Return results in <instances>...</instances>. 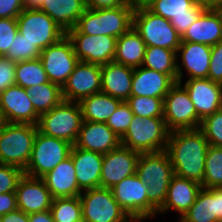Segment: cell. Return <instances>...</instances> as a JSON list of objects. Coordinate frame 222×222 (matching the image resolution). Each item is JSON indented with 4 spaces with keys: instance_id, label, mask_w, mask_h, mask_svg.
I'll use <instances>...</instances> for the list:
<instances>
[{
    "instance_id": "obj_14",
    "label": "cell",
    "mask_w": 222,
    "mask_h": 222,
    "mask_svg": "<svg viewBox=\"0 0 222 222\" xmlns=\"http://www.w3.org/2000/svg\"><path fill=\"white\" fill-rule=\"evenodd\" d=\"M114 199L133 222L148 221V187L135 173L111 188Z\"/></svg>"
},
{
    "instance_id": "obj_44",
    "label": "cell",
    "mask_w": 222,
    "mask_h": 222,
    "mask_svg": "<svg viewBox=\"0 0 222 222\" xmlns=\"http://www.w3.org/2000/svg\"><path fill=\"white\" fill-rule=\"evenodd\" d=\"M208 79L222 84V41L211 46V60Z\"/></svg>"
},
{
    "instance_id": "obj_37",
    "label": "cell",
    "mask_w": 222,
    "mask_h": 222,
    "mask_svg": "<svg viewBox=\"0 0 222 222\" xmlns=\"http://www.w3.org/2000/svg\"><path fill=\"white\" fill-rule=\"evenodd\" d=\"M203 188H222V147L209 145L205 160Z\"/></svg>"
},
{
    "instance_id": "obj_6",
    "label": "cell",
    "mask_w": 222,
    "mask_h": 222,
    "mask_svg": "<svg viewBox=\"0 0 222 222\" xmlns=\"http://www.w3.org/2000/svg\"><path fill=\"white\" fill-rule=\"evenodd\" d=\"M79 102L62 100L56 107L39 116L38 131L75 144L82 124Z\"/></svg>"
},
{
    "instance_id": "obj_9",
    "label": "cell",
    "mask_w": 222,
    "mask_h": 222,
    "mask_svg": "<svg viewBox=\"0 0 222 222\" xmlns=\"http://www.w3.org/2000/svg\"><path fill=\"white\" fill-rule=\"evenodd\" d=\"M18 33L40 51L60 41L66 31L40 9H24L16 18Z\"/></svg>"
},
{
    "instance_id": "obj_54",
    "label": "cell",
    "mask_w": 222,
    "mask_h": 222,
    "mask_svg": "<svg viewBox=\"0 0 222 222\" xmlns=\"http://www.w3.org/2000/svg\"><path fill=\"white\" fill-rule=\"evenodd\" d=\"M153 0H138V7H146Z\"/></svg>"
},
{
    "instance_id": "obj_22",
    "label": "cell",
    "mask_w": 222,
    "mask_h": 222,
    "mask_svg": "<svg viewBox=\"0 0 222 222\" xmlns=\"http://www.w3.org/2000/svg\"><path fill=\"white\" fill-rule=\"evenodd\" d=\"M121 139L107 126L106 123L82 121L75 147L106 154L119 147Z\"/></svg>"
},
{
    "instance_id": "obj_53",
    "label": "cell",
    "mask_w": 222,
    "mask_h": 222,
    "mask_svg": "<svg viewBox=\"0 0 222 222\" xmlns=\"http://www.w3.org/2000/svg\"><path fill=\"white\" fill-rule=\"evenodd\" d=\"M192 2L206 9H216L217 6V0H192Z\"/></svg>"
},
{
    "instance_id": "obj_32",
    "label": "cell",
    "mask_w": 222,
    "mask_h": 222,
    "mask_svg": "<svg viewBox=\"0 0 222 222\" xmlns=\"http://www.w3.org/2000/svg\"><path fill=\"white\" fill-rule=\"evenodd\" d=\"M177 222H219L216 219L215 188H202L194 204Z\"/></svg>"
},
{
    "instance_id": "obj_30",
    "label": "cell",
    "mask_w": 222,
    "mask_h": 222,
    "mask_svg": "<svg viewBox=\"0 0 222 222\" xmlns=\"http://www.w3.org/2000/svg\"><path fill=\"white\" fill-rule=\"evenodd\" d=\"M146 44L141 36L132 27L128 32L117 38L114 62L130 68L142 65Z\"/></svg>"
},
{
    "instance_id": "obj_2",
    "label": "cell",
    "mask_w": 222,
    "mask_h": 222,
    "mask_svg": "<svg viewBox=\"0 0 222 222\" xmlns=\"http://www.w3.org/2000/svg\"><path fill=\"white\" fill-rule=\"evenodd\" d=\"M136 174L148 187V219H155L158 210L163 206L174 175L168 153L166 151L140 153Z\"/></svg>"
},
{
    "instance_id": "obj_1",
    "label": "cell",
    "mask_w": 222,
    "mask_h": 222,
    "mask_svg": "<svg viewBox=\"0 0 222 222\" xmlns=\"http://www.w3.org/2000/svg\"><path fill=\"white\" fill-rule=\"evenodd\" d=\"M209 143L198 129L175 130L169 133L166 152L174 174L202 185Z\"/></svg>"
},
{
    "instance_id": "obj_16",
    "label": "cell",
    "mask_w": 222,
    "mask_h": 222,
    "mask_svg": "<svg viewBox=\"0 0 222 222\" xmlns=\"http://www.w3.org/2000/svg\"><path fill=\"white\" fill-rule=\"evenodd\" d=\"M176 54L177 82L182 83L184 81L183 77L185 71L187 80L208 78L211 60L210 45L193 42H181Z\"/></svg>"
},
{
    "instance_id": "obj_10",
    "label": "cell",
    "mask_w": 222,
    "mask_h": 222,
    "mask_svg": "<svg viewBox=\"0 0 222 222\" xmlns=\"http://www.w3.org/2000/svg\"><path fill=\"white\" fill-rule=\"evenodd\" d=\"M79 199L84 222H133L114 199L109 188L83 190Z\"/></svg>"
},
{
    "instance_id": "obj_23",
    "label": "cell",
    "mask_w": 222,
    "mask_h": 222,
    "mask_svg": "<svg viewBox=\"0 0 222 222\" xmlns=\"http://www.w3.org/2000/svg\"><path fill=\"white\" fill-rule=\"evenodd\" d=\"M201 189L202 185L200 183L174 174L167 190L166 199L157 215L174 211L178 213L180 219L194 204Z\"/></svg>"
},
{
    "instance_id": "obj_38",
    "label": "cell",
    "mask_w": 222,
    "mask_h": 222,
    "mask_svg": "<svg viewBox=\"0 0 222 222\" xmlns=\"http://www.w3.org/2000/svg\"><path fill=\"white\" fill-rule=\"evenodd\" d=\"M126 103L134 115L141 118H163L164 101L161 98L146 96H130Z\"/></svg>"
},
{
    "instance_id": "obj_40",
    "label": "cell",
    "mask_w": 222,
    "mask_h": 222,
    "mask_svg": "<svg viewBox=\"0 0 222 222\" xmlns=\"http://www.w3.org/2000/svg\"><path fill=\"white\" fill-rule=\"evenodd\" d=\"M199 129L206 137L209 145L222 147V108L205 117Z\"/></svg>"
},
{
    "instance_id": "obj_42",
    "label": "cell",
    "mask_w": 222,
    "mask_h": 222,
    "mask_svg": "<svg viewBox=\"0 0 222 222\" xmlns=\"http://www.w3.org/2000/svg\"><path fill=\"white\" fill-rule=\"evenodd\" d=\"M23 175L24 171L21 168L0 164V193L15 192Z\"/></svg>"
},
{
    "instance_id": "obj_36",
    "label": "cell",
    "mask_w": 222,
    "mask_h": 222,
    "mask_svg": "<svg viewBox=\"0 0 222 222\" xmlns=\"http://www.w3.org/2000/svg\"><path fill=\"white\" fill-rule=\"evenodd\" d=\"M50 211L55 222L82 220V205L79 196L53 198Z\"/></svg>"
},
{
    "instance_id": "obj_41",
    "label": "cell",
    "mask_w": 222,
    "mask_h": 222,
    "mask_svg": "<svg viewBox=\"0 0 222 222\" xmlns=\"http://www.w3.org/2000/svg\"><path fill=\"white\" fill-rule=\"evenodd\" d=\"M134 114L126 101H122L107 119V126L121 139L129 128Z\"/></svg>"
},
{
    "instance_id": "obj_29",
    "label": "cell",
    "mask_w": 222,
    "mask_h": 222,
    "mask_svg": "<svg viewBox=\"0 0 222 222\" xmlns=\"http://www.w3.org/2000/svg\"><path fill=\"white\" fill-rule=\"evenodd\" d=\"M85 9L84 0H46L40 8L66 32L75 27Z\"/></svg>"
},
{
    "instance_id": "obj_20",
    "label": "cell",
    "mask_w": 222,
    "mask_h": 222,
    "mask_svg": "<svg viewBox=\"0 0 222 222\" xmlns=\"http://www.w3.org/2000/svg\"><path fill=\"white\" fill-rule=\"evenodd\" d=\"M15 193L17 209L28 215L50 210L53 198L42 178L24 174L18 181Z\"/></svg>"
},
{
    "instance_id": "obj_52",
    "label": "cell",
    "mask_w": 222,
    "mask_h": 222,
    "mask_svg": "<svg viewBox=\"0 0 222 222\" xmlns=\"http://www.w3.org/2000/svg\"><path fill=\"white\" fill-rule=\"evenodd\" d=\"M46 0H23L24 9L37 10L40 9Z\"/></svg>"
},
{
    "instance_id": "obj_18",
    "label": "cell",
    "mask_w": 222,
    "mask_h": 222,
    "mask_svg": "<svg viewBox=\"0 0 222 222\" xmlns=\"http://www.w3.org/2000/svg\"><path fill=\"white\" fill-rule=\"evenodd\" d=\"M0 112L7 123L37 125L39 120L27 89L16 84L0 93Z\"/></svg>"
},
{
    "instance_id": "obj_34",
    "label": "cell",
    "mask_w": 222,
    "mask_h": 222,
    "mask_svg": "<svg viewBox=\"0 0 222 222\" xmlns=\"http://www.w3.org/2000/svg\"><path fill=\"white\" fill-rule=\"evenodd\" d=\"M27 91L39 116L50 111L63 100L62 88L52 82L32 86Z\"/></svg>"
},
{
    "instance_id": "obj_55",
    "label": "cell",
    "mask_w": 222,
    "mask_h": 222,
    "mask_svg": "<svg viewBox=\"0 0 222 222\" xmlns=\"http://www.w3.org/2000/svg\"><path fill=\"white\" fill-rule=\"evenodd\" d=\"M216 10L218 11V13L221 15L222 18V2L217 3Z\"/></svg>"
},
{
    "instance_id": "obj_51",
    "label": "cell",
    "mask_w": 222,
    "mask_h": 222,
    "mask_svg": "<svg viewBox=\"0 0 222 222\" xmlns=\"http://www.w3.org/2000/svg\"><path fill=\"white\" fill-rule=\"evenodd\" d=\"M216 219L222 221V188H215Z\"/></svg>"
},
{
    "instance_id": "obj_5",
    "label": "cell",
    "mask_w": 222,
    "mask_h": 222,
    "mask_svg": "<svg viewBox=\"0 0 222 222\" xmlns=\"http://www.w3.org/2000/svg\"><path fill=\"white\" fill-rule=\"evenodd\" d=\"M169 133L164 118L134 115L121 145L139 153L161 152L166 150Z\"/></svg>"
},
{
    "instance_id": "obj_26",
    "label": "cell",
    "mask_w": 222,
    "mask_h": 222,
    "mask_svg": "<svg viewBox=\"0 0 222 222\" xmlns=\"http://www.w3.org/2000/svg\"><path fill=\"white\" fill-rule=\"evenodd\" d=\"M134 69L114 61L101 66V92L121 101L131 96Z\"/></svg>"
},
{
    "instance_id": "obj_56",
    "label": "cell",
    "mask_w": 222,
    "mask_h": 222,
    "mask_svg": "<svg viewBox=\"0 0 222 222\" xmlns=\"http://www.w3.org/2000/svg\"><path fill=\"white\" fill-rule=\"evenodd\" d=\"M4 123H5V121L3 119L2 113L0 112V130L2 129Z\"/></svg>"
},
{
    "instance_id": "obj_21",
    "label": "cell",
    "mask_w": 222,
    "mask_h": 222,
    "mask_svg": "<svg viewBox=\"0 0 222 222\" xmlns=\"http://www.w3.org/2000/svg\"><path fill=\"white\" fill-rule=\"evenodd\" d=\"M183 86L201 120L222 108V84L201 78L186 80Z\"/></svg>"
},
{
    "instance_id": "obj_15",
    "label": "cell",
    "mask_w": 222,
    "mask_h": 222,
    "mask_svg": "<svg viewBox=\"0 0 222 222\" xmlns=\"http://www.w3.org/2000/svg\"><path fill=\"white\" fill-rule=\"evenodd\" d=\"M101 92V66L79 61L62 86L63 100L80 102Z\"/></svg>"
},
{
    "instance_id": "obj_11",
    "label": "cell",
    "mask_w": 222,
    "mask_h": 222,
    "mask_svg": "<svg viewBox=\"0 0 222 222\" xmlns=\"http://www.w3.org/2000/svg\"><path fill=\"white\" fill-rule=\"evenodd\" d=\"M182 84L176 82L163 99V118L170 132L198 129L202 121L197 115L188 91Z\"/></svg>"
},
{
    "instance_id": "obj_57",
    "label": "cell",
    "mask_w": 222,
    "mask_h": 222,
    "mask_svg": "<svg viewBox=\"0 0 222 222\" xmlns=\"http://www.w3.org/2000/svg\"><path fill=\"white\" fill-rule=\"evenodd\" d=\"M135 7H138V0H129Z\"/></svg>"
},
{
    "instance_id": "obj_8",
    "label": "cell",
    "mask_w": 222,
    "mask_h": 222,
    "mask_svg": "<svg viewBox=\"0 0 222 222\" xmlns=\"http://www.w3.org/2000/svg\"><path fill=\"white\" fill-rule=\"evenodd\" d=\"M72 144L66 140L44 135L37 130L32 154L24 174L42 178L70 155Z\"/></svg>"
},
{
    "instance_id": "obj_3",
    "label": "cell",
    "mask_w": 222,
    "mask_h": 222,
    "mask_svg": "<svg viewBox=\"0 0 222 222\" xmlns=\"http://www.w3.org/2000/svg\"><path fill=\"white\" fill-rule=\"evenodd\" d=\"M134 9L135 6L131 2L117 8H86L75 28L90 36L106 35L118 38L133 27Z\"/></svg>"
},
{
    "instance_id": "obj_28",
    "label": "cell",
    "mask_w": 222,
    "mask_h": 222,
    "mask_svg": "<svg viewBox=\"0 0 222 222\" xmlns=\"http://www.w3.org/2000/svg\"><path fill=\"white\" fill-rule=\"evenodd\" d=\"M222 41V18L216 9H206L181 37V42L213 46Z\"/></svg>"
},
{
    "instance_id": "obj_24",
    "label": "cell",
    "mask_w": 222,
    "mask_h": 222,
    "mask_svg": "<svg viewBox=\"0 0 222 222\" xmlns=\"http://www.w3.org/2000/svg\"><path fill=\"white\" fill-rule=\"evenodd\" d=\"M69 156L73 160L78 186L82 191L101 187L103 154L72 145Z\"/></svg>"
},
{
    "instance_id": "obj_50",
    "label": "cell",
    "mask_w": 222,
    "mask_h": 222,
    "mask_svg": "<svg viewBox=\"0 0 222 222\" xmlns=\"http://www.w3.org/2000/svg\"><path fill=\"white\" fill-rule=\"evenodd\" d=\"M29 222H55L50 210L28 215Z\"/></svg>"
},
{
    "instance_id": "obj_48",
    "label": "cell",
    "mask_w": 222,
    "mask_h": 222,
    "mask_svg": "<svg viewBox=\"0 0 222 222\" xmlns=\"http://www.w3.org/2000/svg\"><path fill=\"white\" fill-rule=\"evenodd\" d=\"M17 209L15 192L0 193V216Z\"/></svg>"
},
{
    "instance_id": "obj_45",
    "label": "cell",
    "mask_w": 222,
    "mask_h": 222,
    "mask_svg": "<svg viewBox=\"0 0 222 222\" xmlns=\"http://www.w3.org/2000/svg\"><path fill=\"white\" fill-rule=\"evenodd\" d=\"M16 63L0 56V93L15 84Z\"/></svg>"
},
{
    "instance_id": "obj_47",
    "label": "cell",
    "mask_w": 222,
    "mask_h": 222,
    "mask_svg": "<svg viewBox=\"0 0 222 222\" xmlns=\"http://www.w3.org/2000/svg\"><path fill=\"white\" fill-rule=\"evenodd\" d=\"M88 9H109L127 5L129 0H84Z\"/></svg>"
},
{
    "instance_id": "obj_39",
    "label": "cell",
    "mask_w": 222,
    "mask_h": 222,
    "mask_svg": "<svg viewBox=\"0 0 222 222\" xmlns=\"http://www.w3.org/2000/svg\"><path fill=\"white\" fill-rule=\"evenodd\" d=\"M40 53L41 51L35 45L23 38L20 33H17L5 57L15 63H18L39 58Z\"/></svg>"
},
{
    "instance_id": "obj_13",
    "label": "cell",
    "mask_w": 222,
    "mask_h": 222,
    "mask_svg": "<svg viewBox=\"0 0 222 222\" xmlns=\"http://www.w3.org/2000/svg\"><path fill=\"white\" fill-rule=\"evenodd\" d=\"M39 59L50 82L61 88L79 62L72 41L65 35L60 41L41 51Z\"/></svg>"
},
{
    "instance_id": "obj_7",
    "label": "cell",
    "mask_w": 222,
    "mask_h": 222,
    "mask_svg": "<svg viewBox=\"0 0 222 222\" xmlns=\"http://www.w3.org/2000/svg\"><path fill=\"white\" fill-rule=\"evenodd\" d=\"M133 28L141 36L146 46L177 51L181 44V36L170 20L151 12L147 7H135Z\"/></svg>"
},
{
    "instance_id": "obj_4",
    "label": "cell",
    "mask_w": 222,
    "mask_h": 222,
    "mask_svg": "<svg viewBox=\"0 0 222 222\" xmlns=\"http://www.w3.org/2000/svg\"><path fill=\"white\" fill-rule=\"evenodd\" d=\"M37 125L7 123L0 130V164L26 169L37 133Z\"/></svg>"
},
{
    "instance_id": "obj_12",
    "label": "cell",
    "mask_w": 222,
    "mask_h": 222,
    "mask_svg": "<svg viewBox=\"0 0 222 222\" xmlns=\"http://www.w3.org/2000/svg\"><path fill=\"white\" fill-rule=\"evenodd\" d=\"M66 35L72 41L79 61L102 66L114 60L117 38L82 34L75 27L69 29Z\"/></svg>"
},
{
    "instance_id": "obj_33",
    "label": "cell",
    "mask_w": 222,
    "mask_h": 222,
    "mask_svg": "<svg viewBox=\"0 0 222 222\" xmlns=\"http://www.w3.org/2000/svg\"><path fill=\"white\" fill-rule=\"evenodd\" d=\"M176 51L163 47L146 46L142 67L168 74L177 82Z\"/></svg>"
},
{
    "instance_id": "obj_46",
    "label": "cell",
    "mask_w": 222,
    "mask_h": 222,
    "mask_svg": "<svg viewBox=\"0 0 222 222\" xmlns=\"http://www.w3.org/2000/svg\"><path fill=\"white\" fill-rule=\"evenodd\" d=\"M23 10V0H0V18H17Z\"/></svg>"
},
{
    "instance_id": "obj_31",
    "label": "cell",
    "mask_w": 222,
    "mask_h": 222,
    "mask_svg": "<svg viewBox=\"0 0 222 222\" xmlns=\"http://www.w3.org/2000/svg\"><path fill=\"white\" fill-rule=\"evenodd\" d=\"M121 102V100L103 92L83 98L79 102L82 110V120L106 123Z\"/></svg>"
},
{
    "instance_id": "obj_25",
    "label": "cell",
    "mask_w": 222,
    "mask_h": 222,
    "mask_svg": "<svg viewBox=\"0 0 222 222\" xmlns=\"http://www.w3.org/2000/svg\"><path fill=\"white\" fill-rule=\"evenodd\" d=\"M176 81L168 74L146 67L134 69L131 96H146L164 99Z\"/></svg>"
},
{
    "instance_id": "obj_27",
    "label": "cell",
    "mask_w": 222,
    "mask_h": 222,
    "mask_svg": "<svg viewBox=\"0 0 222 222\" xmlns=\"http://www.w3.org/2000/svg\"><path fill=\"white\" fill-rule=\"evenodd\" d=\"M52 198L75 197L82 193L76 179L73 160L69 156L42 177Z\"/></svg>"
},
{
    "instance_id": "obj_35",
    "label": "cell",
    "mask_w": 222,
    "mask_h": 222,
    "mask_svg": "<svg viewBox=\"0 0 222 222\" xmlns=\"http://www.w3.org/2000/svg\"><path fill=\"white\" fill-rule=\"evenodd\" d=\"M15 84L25 89L50 82L39 58L16 63Z\"/></svg>"
},
{
    "instance_id": "obj_17",
    "label": "cell",
    "mask_w": 222,
    "mask_h": 222,
    "mask_svg": "<svg viewBox=\"0 0 222 222\" xmlns=\"http://www.w3.org/2000/svg\"><path fill=\"white\" fill-rule=\"evenodd\" d=\"M146 7L151 12L170 20L181 37L206 10L194 4L192 0H153Z\"/></svg>"
},
{
    "instance_id": "obj_49",
    "label": "cell",
    "mask_w": 222,
    "mask_h": 222,
    "mask_svg": "<svg viewBox=\"0 0 222 222\" xmlns=\"http://www.w3.org/2000/svg\"><path fill=\"white\" fill-rule=\"evenodd\" d=\"M0 222H29V217L27 213H24L20 209H16L5 215H1Z\"/></svg>"
},
{
    "instance_id": "obj_19",
    "label": "cell",
    "mask_w": 222,
    "mask_h": 222,
    "mask_svg": "<svg viewBox=\"0 0 222 222\" xmlns=\"http://www.w3.org/2000/svg\"><path fill=\"white\" fill-rule=\"evenodd\" d=\"M139 155V152L123 145L104 154L101 187L111 189L124 178L134 175Z\"/></svg>"
},
{
    "instance_id": "obj_43",
    "label": "cell",
    "mask_w": 222,
    "mask_h": 222,
    "mask_svg": "<svg viewBox=\"0 0 222 222\" xmlns=\"http://www.w3.org/2000/svg\"><path fill=\"white\" fill-rule=\"evenodd\" d=\"M18 33L16 18H0V56H5Z\"/></svg>"
}]
</instances>
